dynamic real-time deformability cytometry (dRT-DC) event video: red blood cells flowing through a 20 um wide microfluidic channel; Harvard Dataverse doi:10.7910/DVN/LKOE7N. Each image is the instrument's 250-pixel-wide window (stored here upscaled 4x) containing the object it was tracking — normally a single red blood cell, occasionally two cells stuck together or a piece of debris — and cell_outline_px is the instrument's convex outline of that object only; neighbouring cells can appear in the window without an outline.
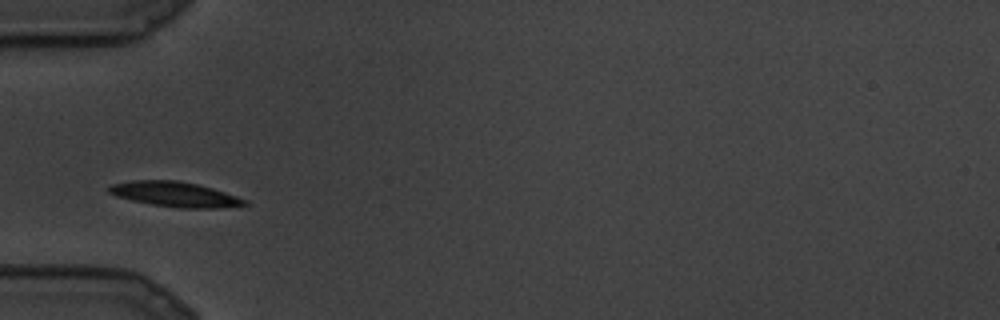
{"species": "common noctule bat (a hibernating species)", "species_latin": "Nyctalus noctula", "temperature_condition": "cold", "stored_images_in_passage": 21, "camera_frame_rate_fps": 3000, "um_per_image_px": 0.085, "animal": {"sex": "male", "body_mass_g": 19.5, "forearm_length_mm": 54.6}, "frame": {"image": 1, "passage_image": 4, "time_ms": 1.0, "image_size_px": [1000, 320], "cell_outline_px": [[248, 204], [216, 208], [180, 208], [152, 204], [132, 200], [116, 196], [108, 192], [108, 184], [132, 180], [176, 180], [196, 184], [212, 188], [248, 200]], "centroid_in_image_um": [14.82, 16.5], "position_along_channel_um": 70.2, "area_um2": 19.65}}
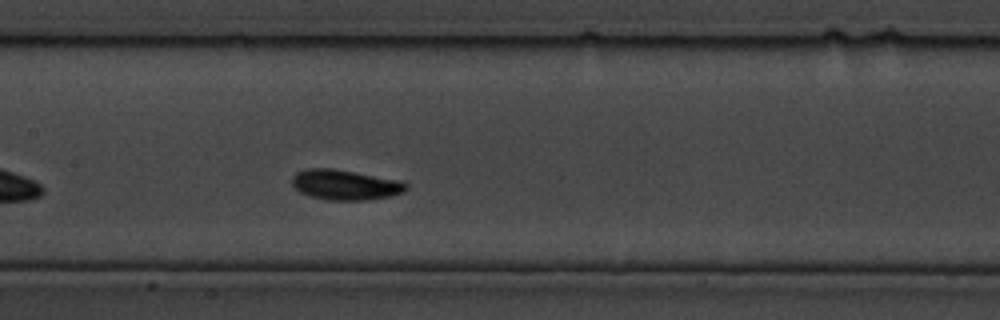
{"frame": {"image": 2, "passage_image": 8, "time_ms": 2.333, "image_size_px": [1000, 320], "cell_outline_px": [[408, 188], [404, 192], [388, 196], [364, 200], [328, 200], [312, 196], [300, 192], [292, 184], [292, 176], [296, 172], [308, 168], [332, 168], [400, 180], [408, 184]], "centroid_in_image_um": [29.34, 15.7], "position_along_channel_um": 178.1, "area_um2": 19.94}}
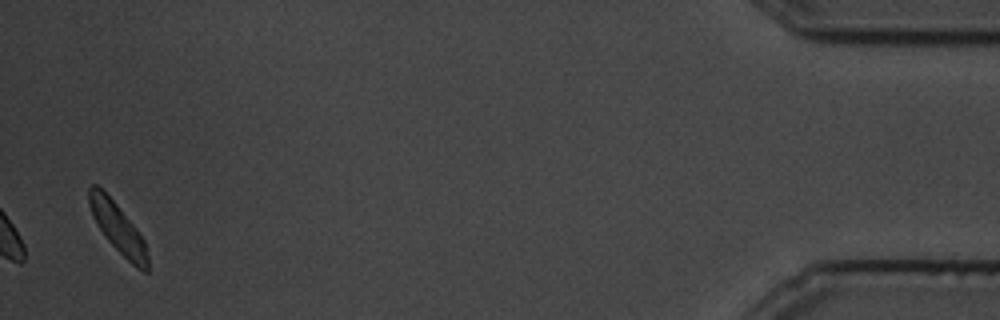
{"frame": {"image": 3, "passage_image": 21, "time_ms": 6.667, "image_size_px": [1000, 320], "cell_outline_px": [[148, 272], [144, 272], [136, 268], [104, 236], [92, 216], [88, 204], [88, 188], [92, 184], [96, 184], [116, 204], [136, 228], [144, 240], [148, 256]], "centroid_in_image_um": [10.01, 19.39], "position_along_channel_um": 425.2, "area_um2": 16.76}}